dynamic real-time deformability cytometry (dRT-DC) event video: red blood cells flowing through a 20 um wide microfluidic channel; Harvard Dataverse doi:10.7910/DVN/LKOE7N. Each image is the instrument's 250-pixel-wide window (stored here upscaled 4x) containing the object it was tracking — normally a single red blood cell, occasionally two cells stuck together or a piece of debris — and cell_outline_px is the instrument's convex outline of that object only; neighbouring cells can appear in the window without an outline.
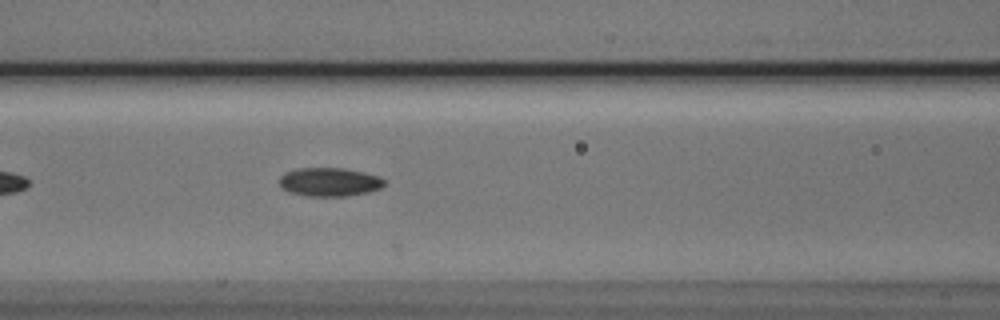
{"species": "Egyptian fruit bat (a non-hibernating species)", "species_latin": "Rousettus aegyptiacus", "temperature_condition": "cold", "stored_images_in_passage": 12, "camera_frame_rate_fps": 3000, "um_per_image_px": 0.085, "animal": {"sex": "male"}, "frame": {"image": 1, "passage_image": 7, "time_ms": 2.0, "image_size_px": [1000, 320], "cell_outline_px": [[384, 184], [380, 188], [368, 192], [348, 196], [308, 196], [288, 192], [280, 188], [280, 176], [284, 172], [296, 168], [344, 168], [364, 172], [380, 176], [384, 180]], "centroid_in_image_um": [27.97, 15.46], "position_along_channel_um": 138.6, "area_um2": 17.69}}
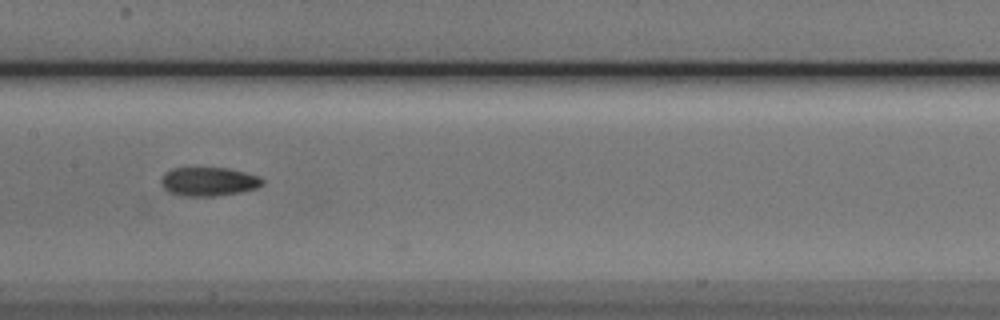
{"frame": {"image": 2, "passage_image": 11, "time_ms": 3.333, "image_size_px": [1000, 320], "cell_outline_px": [[264, 184], [256, 188], [240, 192], [216, 196], [184, 196], [168, 192], [160, 184], [160, 180], [164, 172], [172, 168], [228, 168], [260, 176], [264, 180]], "centroid_in_image_um": [17.72, 15.43], "position_along_channel_um": 189.7, "area_um2": 17.17}}